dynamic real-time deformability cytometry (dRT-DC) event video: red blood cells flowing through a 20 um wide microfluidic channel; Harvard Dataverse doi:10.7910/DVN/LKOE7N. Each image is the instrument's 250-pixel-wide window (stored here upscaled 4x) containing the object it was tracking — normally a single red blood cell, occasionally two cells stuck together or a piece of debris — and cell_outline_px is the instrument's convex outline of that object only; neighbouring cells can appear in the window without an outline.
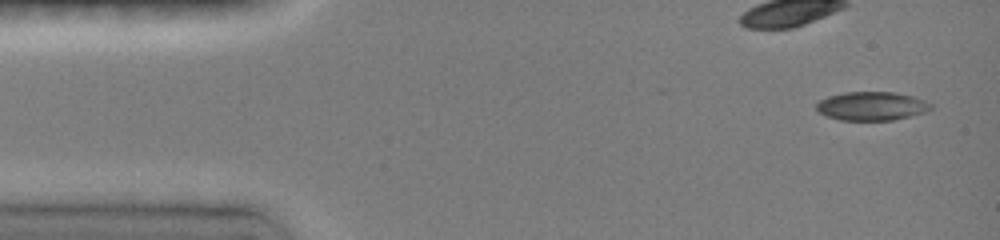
{"species": "common noctule bat (a hibernating species)", "species_latin": "Nyctalus noctula", "temperature_condition": "room temperature", "stored_images_in_passage": 42, "camera_frame_rate_fps": 3000, "um_per_image_px": 0.085, "animal": {"sex": "female", "body_mass_g": 19.0, "forearm_length_mm": 51.5}, "frame": {"image": 1, "passage_image": 1, "time_ms": 0.0, "image_size_px": [1000, 240], "cell_outline_px": [[932, 108], [924, 112], [912, 116], [892, 120], [840, 120], [828, 116], [820, 112], [816, 108], [816, 104], [820, 100], [828, 96], [844, 92], [892, 92], [912, 96], [924, 100], [932, 104]], "centroid_in_image_um": [74.1, 9.01], "position_along_channel_um": 10.9, "area_um2": 19.02}}
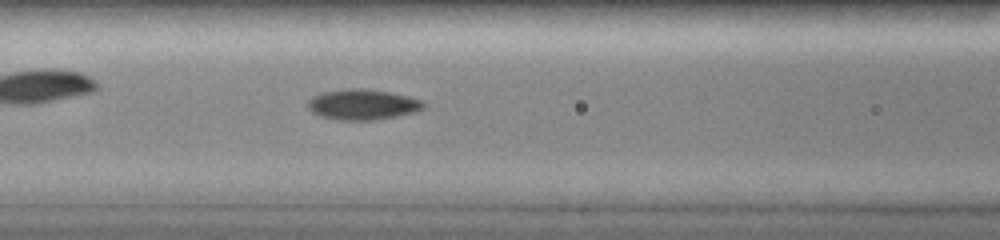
{"frame": {"image": 2, "passage_image": 16, "time_ms": 5.0, "image_size_px": [1000, 240], "cell_outline_px": [[424, 108], [416, 112], [376, 120], [336, 120], [320, 116], [312, 112], [308, 108], [308, 100], [312, 96], [324, 92], [388, 92], [420, 100], [424, 104]], "centroid_in_image_um": [30.81, 8.96], "position_along_channel_um": 135.8, "area_um2": 19.31}}
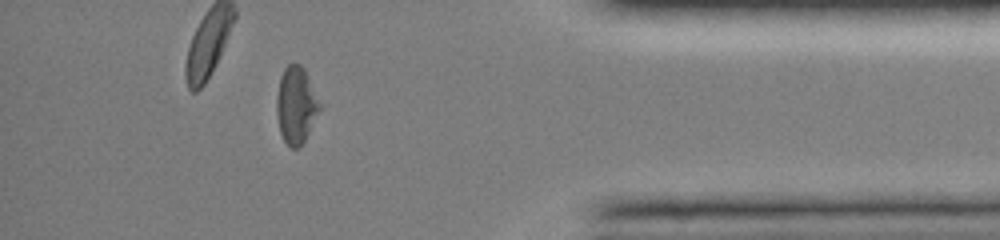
{"frame": {"image": 3, "passage_image": 38, "time_ms": 12.333, "image_size_px": [1000, 240], "cell_outline_px": [[320, 108], [304, 140], [296, 148], [288, 148], [280, 132], [276, 112], [276, 96], [280, 76], [284, 68], [288, 64], [300, 64], [304, 68], [320, 104]], "centroid_in_image_um": [25.12, 8.92], "position_along_channel_um": 410.1, "area_um2": 18.96}, "authors_computed_cell_mechanics": {"area_um2": 19.3052, "velocity_mm_per_s": 4.0224, "shape_relaxation_time_tau1_ms": 5.6695, "shape_relaxation_time_tau2_ms": 4.1276, "deformation_change_tau1": 0.1993, "deformation_change_tau2": 0.0898}}